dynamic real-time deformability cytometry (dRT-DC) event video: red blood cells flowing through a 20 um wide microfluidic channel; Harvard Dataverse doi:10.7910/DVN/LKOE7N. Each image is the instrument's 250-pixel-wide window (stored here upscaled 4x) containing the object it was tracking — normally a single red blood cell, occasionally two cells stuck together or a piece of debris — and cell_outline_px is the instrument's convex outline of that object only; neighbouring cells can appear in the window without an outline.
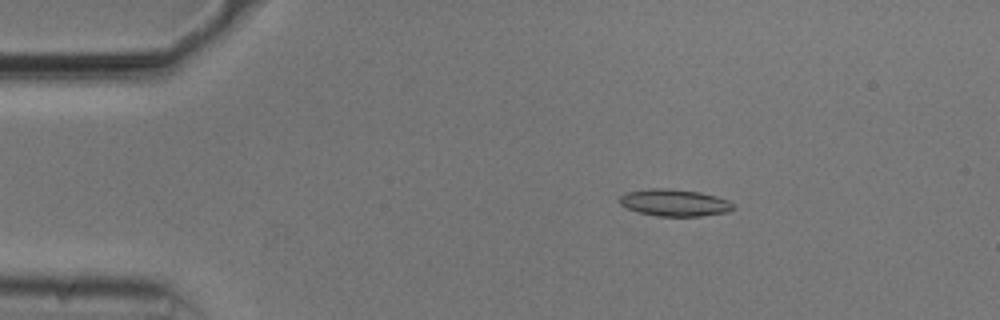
{"species": "common noctule bat (a hibernating species)", "species_latin": "Nyctalus noctula", "temperature_condition": "cold", "stored_images_in_passage": 53, "camera_frame_rate_fps": 3000, "um_per_image_px": 0.085, "animal": {"sex": "male", "body_mass_g": 20.5, "forearm_length_mm": 52.5}, "frame": {"image": 1, "passage_image": 9, "time_ms": 2.667, "image_size_px": [1000, 320], "cell_outline_px": [[736, 208], [728, 212], [700, 216], [656, 216], [640, 212], [628, 208], [620, 204], [620, 196], [628, 192], [648, 188], [668, 188], [700, 192], [716, 196], [728, 200], [736, 204]], "centroid_in_image_um": [57.39, 17.22], "position_along_channel_um": 27.6, "area_um2": 17.92}}
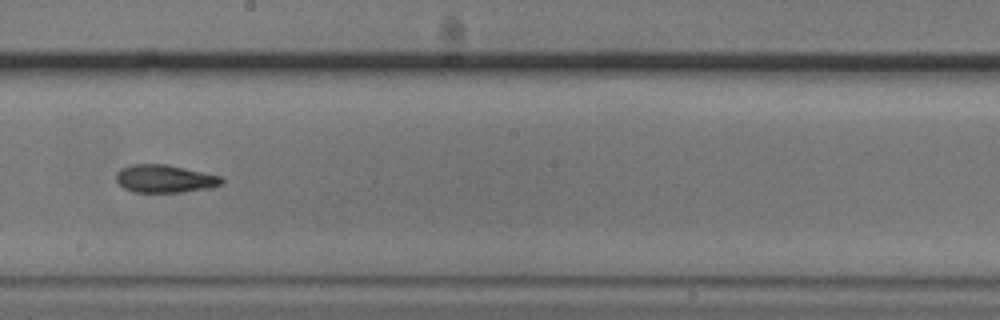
{"frame": {"image": 2, "passage_image": 30, "time_ms": 9.667, "image_size_px": [1000, 320], "cell_outline_px": [[224, 180], [220, 184], [212, 188], [184, 192], [132, 192], [124, 188], [116, 180], [116, 172], [120, 168], [132, 164], [168, 164], [224, 176]], "centroid_in_image_um": [14.04, 15.18], "position_along_channel_um": 234.2, "area_um2": 17.46}}
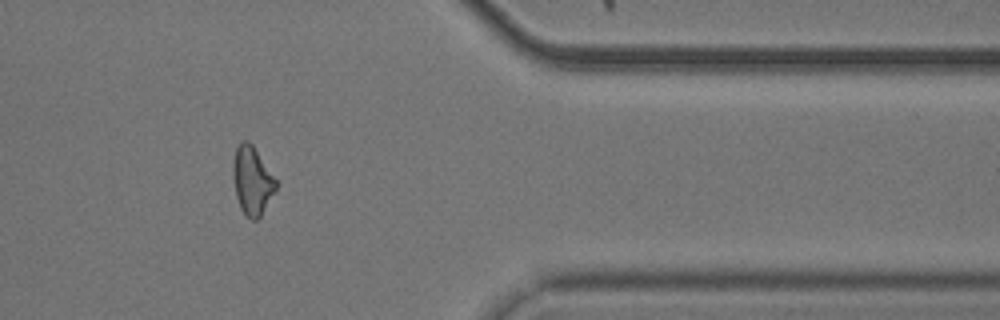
{"frame": {"image": 3, "passage_image": 44, "time_ms": 14.333, "image_size_px": [1000, 320], "cell_outline_px": [[280, 184], [276, 192], [260, 216], [256, 220], [252, 220], [244, 216], [240, 208], [236, 196], [232, 176], [232, 160], [236, 148], [240, 140], [248, 140], [252, 144]], "centroid_in_image_um": [21.44, 15.35], "position_along_channel_um": 390.0, "area_um2": 17.63}, "authors_computed_cell_mechanics": {"area_um2": 17.5134, "velocity_mm_per_s": 3.752, "shape_relaxation_time_tau1_ms": null, "shape_relaxation_time_tau2_ms": 3.1422, "deformation_change_tau1": null, "deformation_change_tau2": 0.0939}}